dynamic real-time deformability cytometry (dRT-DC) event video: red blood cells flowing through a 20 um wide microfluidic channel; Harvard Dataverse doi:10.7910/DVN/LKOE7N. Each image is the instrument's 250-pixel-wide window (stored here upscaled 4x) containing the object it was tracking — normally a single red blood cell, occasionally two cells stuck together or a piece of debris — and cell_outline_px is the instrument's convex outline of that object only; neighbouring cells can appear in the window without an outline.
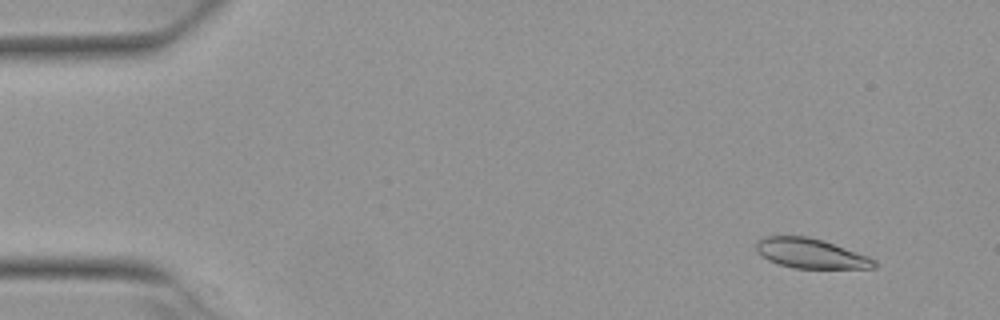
{"species": "Egyptian fruit bat (a non-hibernating species)", "species_latin": "Rousettus aegyptiacus", "temperature_condition": "warm", "stored_images_in_passage": 5, "camera_frame_rate_fps": 3000, "um_per_image_px": 0.085, "animal": {"sex": "female"}, "frame": {"image": 1, "passage_image": 1, "time_ms": 0.0, "image_size_px": [1000, 320], "cell_outline_px": [[876, 268], [792, 268], [768, 260], [760, 256], [756, 252], [756, 240], [764, 236], [808, 236], [824, 240], [868, 256], [876, 260]], "centroid_in_image_um": [68.88, 21.53], "position_along_channel_um": 16.1, "area_um2": 20.63}}
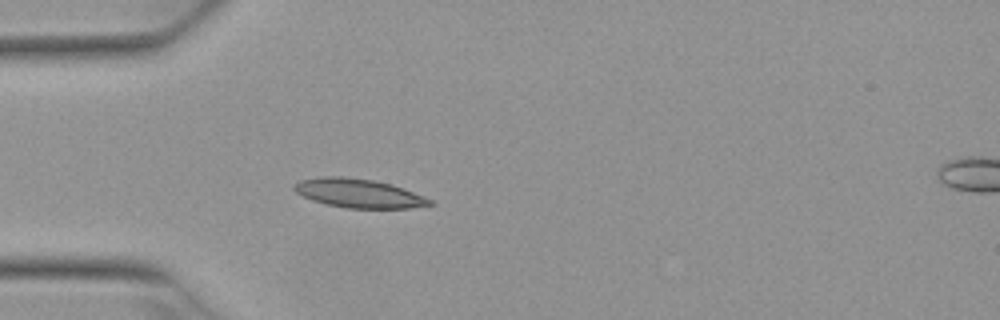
{"frame": {"image": 2, "passage_image": 4, "time_ms": 1.0, "image_size_px": [1000, 320], "cell_outline_px": [[436, 204], [408, 208], [348, 208], [328, 204], [312, 200], [296, 192], [292, 188], [292, 184], [300, 180], [324, 176], [340, 176], [372, 180], [392, 184], [432, 200]], "centroid_in_image_um": [30.46, 16.42], "position_along_channel_um": 54.5, "area_um2": 22.6}}